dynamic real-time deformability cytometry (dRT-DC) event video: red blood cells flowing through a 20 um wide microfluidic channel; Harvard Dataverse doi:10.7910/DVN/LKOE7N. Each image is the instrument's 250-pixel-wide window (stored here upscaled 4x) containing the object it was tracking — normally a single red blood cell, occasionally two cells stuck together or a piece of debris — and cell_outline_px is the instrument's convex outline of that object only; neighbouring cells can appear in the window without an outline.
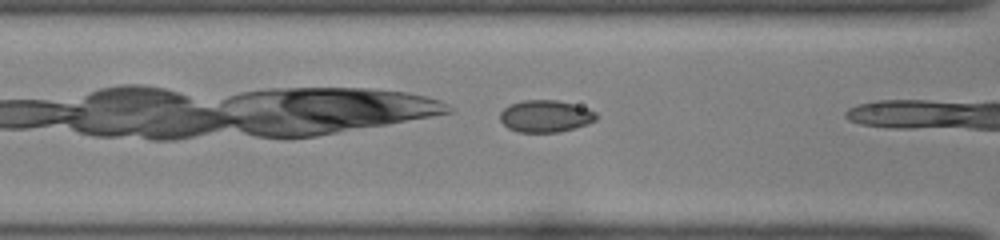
{"species": "common noctule bat (a hibernating species)", "species_latin": "Nyctalus noctula", "temperature_condition": "room temperature", "stored_images_in_passage": 7, "camera_frame_rate_fps": 3000, "um_per_image_px": 0.085, "animal": {"sex": "female", "body_mass_g": 22.0, "forearm_length_mm": 56.7}, "frame": {"image": 1, "passage_image": 5, "time_ms": 1.333, "image_size_px": [1000, 240], "cell_outline_px": [[596, 120], [588, 124], [560, 132], [516, 132], [508, 128], [500, 120], [500, 112], [504, 108], [512, 104], [524, 100], [556, 100], [588, 108], [596, 112]], "centroid_in_image_um": [46.37, 9.88], "position_along_channel_um": 120.2, "area_um2": 17.92}}